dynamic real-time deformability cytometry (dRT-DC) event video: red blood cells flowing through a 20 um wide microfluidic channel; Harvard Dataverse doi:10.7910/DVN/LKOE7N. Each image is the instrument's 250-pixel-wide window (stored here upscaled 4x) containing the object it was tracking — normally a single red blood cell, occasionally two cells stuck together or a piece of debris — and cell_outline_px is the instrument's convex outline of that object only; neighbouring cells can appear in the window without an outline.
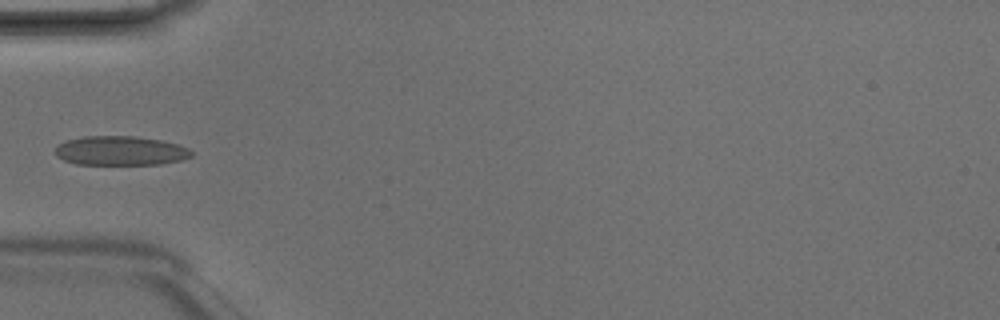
{"species": "Egyptian fruit bat (a non-hibernating species)", "species_latin": "Rousettus aegyptiacus", "temperature_condition": "room temperature", "stored_images_in_passage": 5, "camera_frame_rate_fps": 3000, "um_per_image_px": 0.085, "animal": {"sex": "male"}, "frame": {"image": 1, "passage_image": 4, "time_ms": 1.0, "image_size_px": [1000, 320], "cell_outline_px": [[192, 156], [180, 160], [160, 164], [76, 164], [64, 160], [56, 156], [56, 148], [60, 144], [68, 140], [84, 136], [136, 136], [160, 140], [176, 144], [188, 148], [192, 152]], "centroid_in_image_um": [10.24, 12.81], "position_along_channel_um": 74.8, "area_um2": 23.0}}